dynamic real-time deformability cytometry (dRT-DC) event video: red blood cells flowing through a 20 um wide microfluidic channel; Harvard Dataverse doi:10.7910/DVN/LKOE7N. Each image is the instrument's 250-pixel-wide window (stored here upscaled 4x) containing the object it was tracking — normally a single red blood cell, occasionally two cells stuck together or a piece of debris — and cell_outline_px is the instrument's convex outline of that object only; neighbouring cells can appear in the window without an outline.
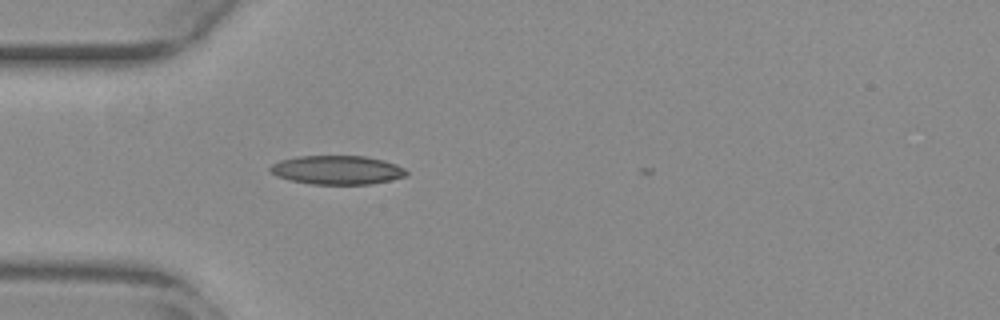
{"species": "common noctule bat (a hibernating species)", "species_latin": "Nyctalus noctula", "temperature_condition": "warm", "stored_images_in_passage": 9, "camera_frame_rate_fps": 3000, "um_per_image_px": 0.085, "animal": {"sex": "female", "body_mass_g": 29.2, "forearm_length_mm": 56.3}, "frame": {"image": 1, "passage_image": 5, "time_ms": 1.333, "image_size_px": [1000, 320], "cell_outline_px": [[408, 176], [372, 184], [312, 184], [292, 180], [276, 176], [268, 168], [272, 164], [280, 160], [296, 156], [364, 156], [384, 160], [396, 164], [404, 168], [408, 172]], "centroid_in_image_um": [28.68, 14.44], "position_along_channel_um": 56.3, "area_um2": 22.95}}
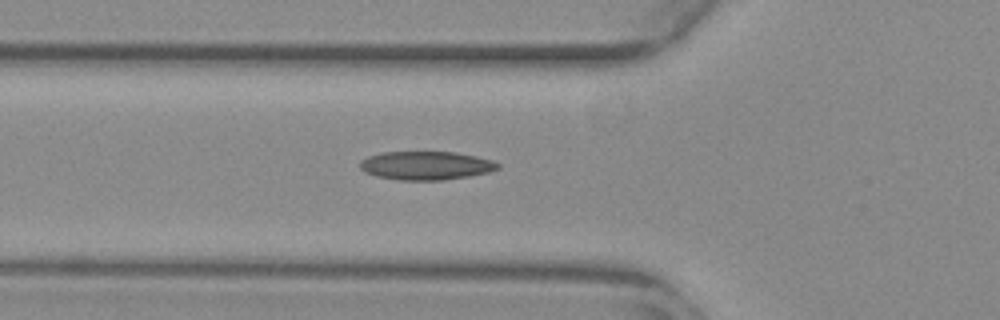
{"frame": {"image": 2, "passage_image": 8, "time_ms": 2.333, "image_size_px": [1000, 320], "cell_outline_px": [[500, 168], [488, 172], [468, 176], [444, 180], [400, 180], [376, 176], [364, 172], [360, 168], [360, 160], [368, 156], [384, 152], [456, 152], [476, 156], [492, 160], [500, 164]], "centroid_in_image_um": [36.2, 14.07], "position_along_channel_um": 89.6, "area_um2": 22.95}}